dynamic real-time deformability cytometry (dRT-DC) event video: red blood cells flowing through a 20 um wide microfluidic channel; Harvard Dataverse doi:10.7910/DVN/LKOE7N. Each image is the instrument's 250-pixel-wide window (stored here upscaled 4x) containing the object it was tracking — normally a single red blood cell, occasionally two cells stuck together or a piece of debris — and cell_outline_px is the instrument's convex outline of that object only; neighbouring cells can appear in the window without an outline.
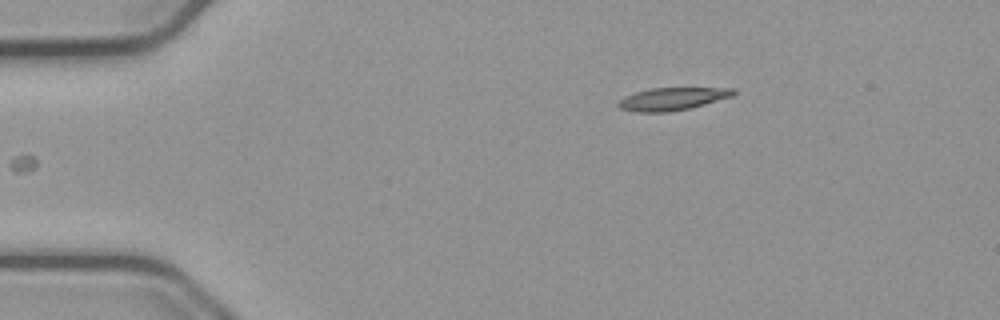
{"species": "common noctule bat (a hibernating species)", "species_latin": "Nyctalus noctula", "temperature_condition": "cold", "stored_images_in_passage": 38, "camera_frame_rate_fps": 3000, "um_per_image_px": 0.085, "animal": {"sex": "male", "body_mass_g": 23.1, "forearm_length_mm": 52.7}, "frame": {"image": 1, "passage_image": 1, "time_ms": 0.0, "image_size_px": [1000, 320], "cell_outline_px": [[736, 92], [732, 96], [704, 104], [688, 108], [668, 112], [636, 112], [620, 108], [616, 104], [624, 96], [636, 92], [652, 88], [736, 88]], "centroid_in_image_um": [57.13, 8.4], "position_along_channel_um": 27.9, "area_um2": 15.03}}
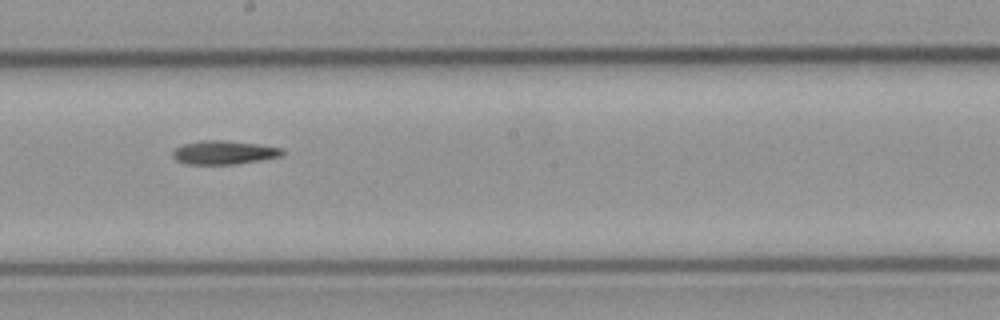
{"frame": {"image": 2, "passage_image": 22, "time_ms": 7.0, "image_size_px": [1000, 320], "cell_outline_px": [[284, 156], [260, 160], [232, 164], [184, 164], [176, 160], [172, 156], [172, 152], [176, 148], [184, 144], [200, 140], [224, 140], [260, 144], [280, 148], [284, 152]], "centroid_in_image_um": [19.02, 12.96], "position_along_channel_um": 229.2, "area_um2": 15.14}}
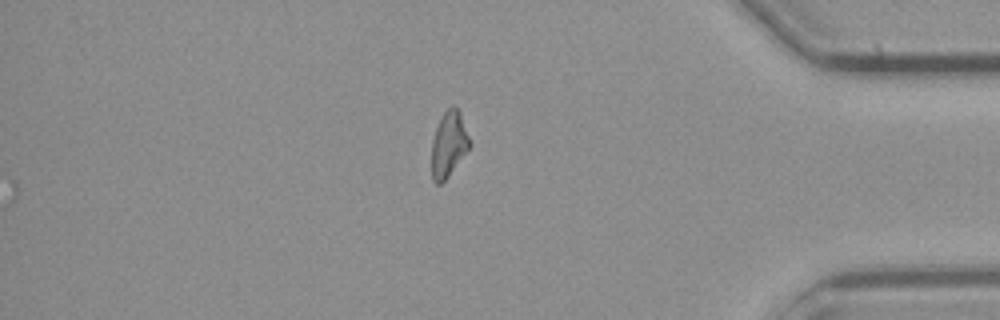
{"frame": {"image": 3, "passage_image": 38, "time_ms": 12.333, "image_size_px": [1000, 320], "cell_outline_px": [[472, 144], [448, 176], [440, 184], [436, 184], [432, 180], [432, 140], [436, 128], [444, 112], [448, 108], [456, 108], [460, 112]], "centroid_in_image_um": [38.14, 12.28], "position_along_channel_um": 397.1, "area_um2": 14.22}}